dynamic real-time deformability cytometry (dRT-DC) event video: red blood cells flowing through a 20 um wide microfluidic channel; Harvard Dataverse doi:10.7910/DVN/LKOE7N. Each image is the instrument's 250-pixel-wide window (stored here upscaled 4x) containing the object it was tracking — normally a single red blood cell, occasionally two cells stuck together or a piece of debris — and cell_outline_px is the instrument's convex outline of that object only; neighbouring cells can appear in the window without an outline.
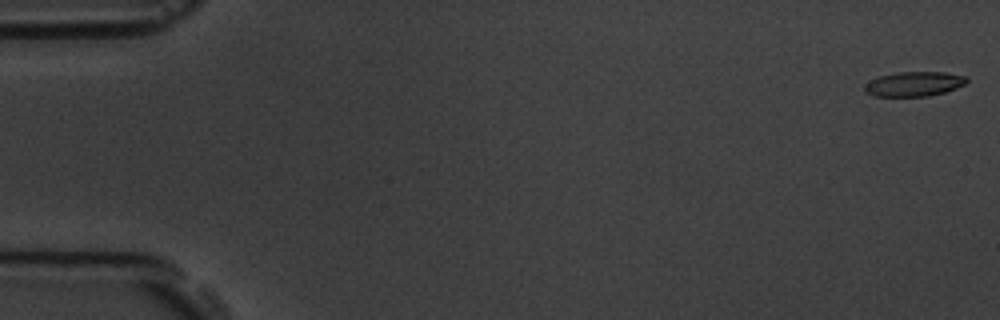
{"species": "common noctule bat (a hibernating species)", "species_latin": "Nyctalus noctula", "temperature_condition": "room temperature", "stored_images_in_passage": 58, "camera_frame_rate_fps": 3000, "um_per_image_px": 0.085, "animal": {"sex": "male", "body_mass_g": 19.5, "forearm_length_mm": 54.6}, "frame": {"image": 1, "passage_image": 1, "time_ms": 0.0, "image_size_px": [1000, 320], "cell_outline_px": [[968, 80], [964, 84], [956, 88], [944, 92], [928, 96], [876, 96], [864, 92], [864, 84], [876, 76], [900, 72], [944, 72], [968, 76]], "centroid_in_image_um": [77.67, 7.13], "position_along_channel_um": 7.3, "area_um2": 14.74}}
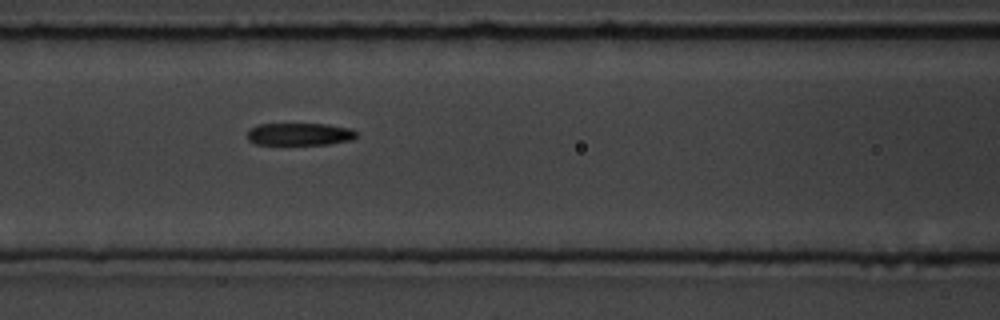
{"frame": {"image": 2, "passage_image": 25, "time_ms": 8.0, "image_size_px": [1000, 320], "cell_outline_px": [[356, 136], [352, 140], [328, 144], [256, 144], [248, 140], [248, 132], [256, 124], [328, 124], [352, 128], [356, 132]], "centroid_in_image_um": [25.49, 11.39], "position_along_channel_um": 141.1, "area_um2": 14.22}}
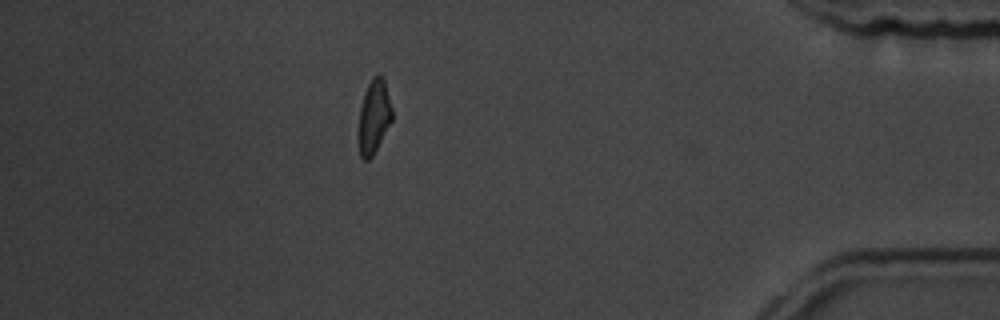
{"frame": {"image": 3, "passage_image": 51, "time_ms": 16.667, "image_size_px": [1000, 320], "cell_outline_px": [[392, 120], [372, 156], [368, 160], [364, 160], [360, 156], [360, 108], [364, 92], [372, 76], [380, 76], [384, 80], [392, 108]], "centroid_in_image_um": [31.8, 9.89], "position_along_channel_um": 403.4, "area_um2": 13.87}, "authors_computed_cell_mechanics": {"area_um2": 14.9124, "velocity_mm_per_s": 3.5426, "shape_relaxation_time_tau1_ms": 3.1473, "shape_relaxation_time_tau2_ms": 4.3836, "deformation_change_tau1": 0.1484, "deformation_change_tau2": 0.1293}}